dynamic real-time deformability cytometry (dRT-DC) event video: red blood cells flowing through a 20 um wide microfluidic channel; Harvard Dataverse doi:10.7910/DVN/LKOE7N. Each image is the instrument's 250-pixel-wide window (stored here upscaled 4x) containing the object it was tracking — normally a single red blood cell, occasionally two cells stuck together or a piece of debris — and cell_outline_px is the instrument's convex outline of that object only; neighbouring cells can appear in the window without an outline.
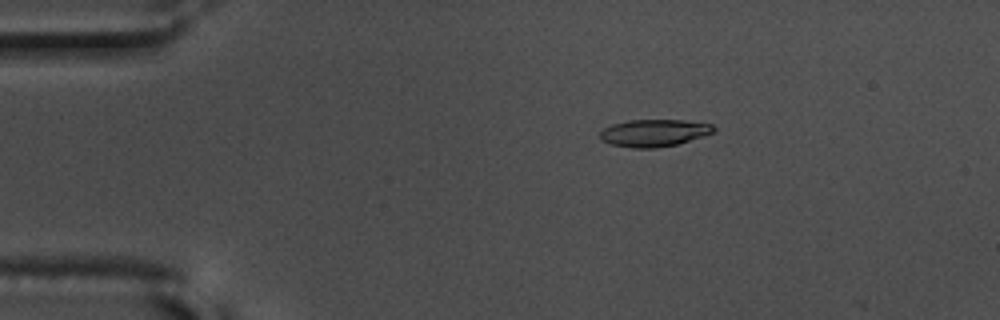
{"species": "common noctule bat (a hibernating species)", "species_latin": "Nyctalus noctula", "temperature_condition": "warm", "stored_images_in_passage": 47, "camera_frame_rate_fps": 3000, "um_per_image_px": 0.085, "animal": {"sex": "male", "body_mass_g": 17.5, "forearm_length_mm": 52.3}, "frame": {"image": 1, "passage_image": 1, "time_ms": 0.0, "image_size_px": [1000, 320], "cell_outline_px": [[716, 128], [712, 132], [676, 144], [652, 148], [632, 148], [612, 144], [600, 140], [600, 132], [604, 128], [612, 124], [628, 120], [684, 120], [712, 124]], "centroid_in_image_um": [55.54, 11.29], "position_along_channel_um": 29.5, "area_um2": 17.74}}
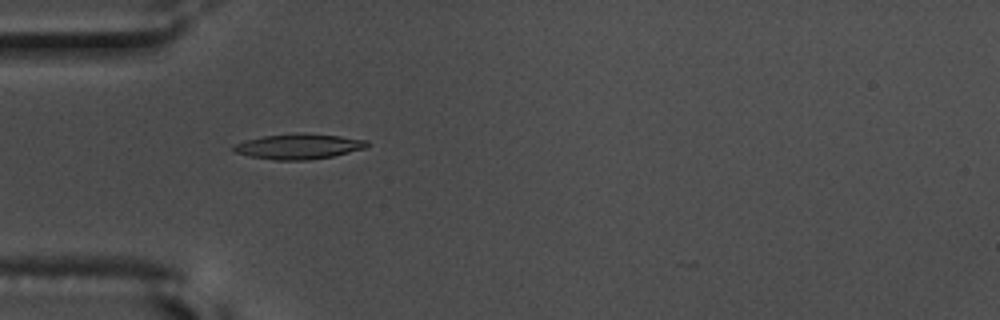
{"frame": {"image": 2, "passage_image": 8, "time_ms": 2.333, "image_size_px": [1000, 320], "cell_outline_px": [[372, 144], [364, 148], [332, 156], [308, 160], [276, 160], [248, 156], [236, 152], [232, 148], [236, 144], [244, 140], [264, 136], [296, 132], [304, 132], [340, 136], [368, 140]], "centroid_in_image_um": [25.41, 12.43], "position_along_channel_um": 59.6, "area_um2": 19.77}}
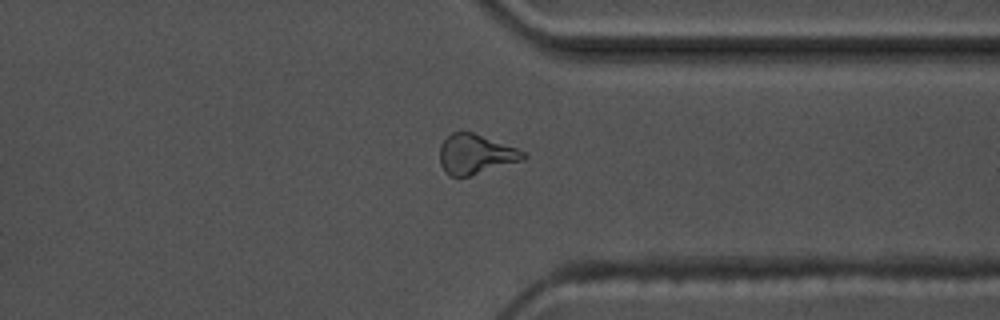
{"frame": {"image": 3, "passage_image": 34, "time_ms": 11.0, "image_size_px": [1000, 320], "cell_outline_px": [[528, 156], [524, 160], [468, 176], [448, 176], [444, 172], [440, 164], [440, 144], [452, 132], [472, 132], [516, 148], [524, 152]], "centroid_in_image_um": [40.4, 13.12], "position_along_channel_um": 371.0, "area_um2": 19.19}, "authors_computed_cell_mechanics": {"area_um2": 19.074, "velocity_mm_per_s": 3.6511, "shape_relaxation_time_tau1_ms": 4.5874, "shape_relaxation_time_tau2_ms": 7.8752, "deformation_change_tau1": 0.1423, "deformation_change_tau2": 0.185}}